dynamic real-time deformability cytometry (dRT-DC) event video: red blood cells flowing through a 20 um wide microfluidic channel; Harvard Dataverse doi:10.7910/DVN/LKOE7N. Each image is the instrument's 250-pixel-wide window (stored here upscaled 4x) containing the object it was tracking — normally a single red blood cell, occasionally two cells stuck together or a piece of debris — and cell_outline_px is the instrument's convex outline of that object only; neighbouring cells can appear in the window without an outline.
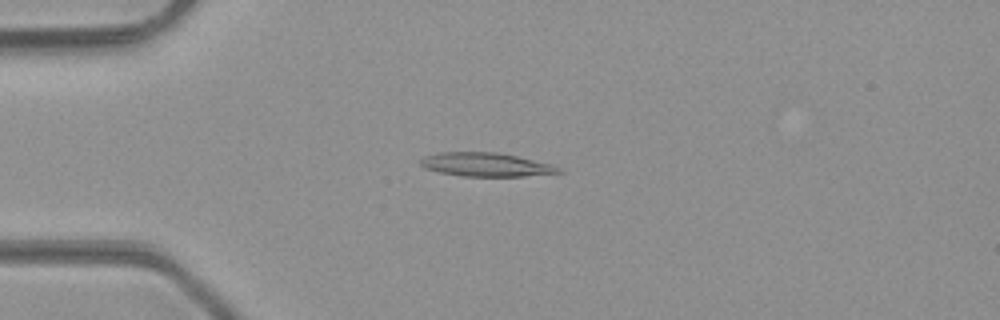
{"species": "common noctule bat (a hibernating species)", "species_latin": "Nyctalus noctula", "temperature_condition": "room temperature", "stored_images_in_passage": 38, "camera_frame_rate_fps": 3000, "um_per_image_px": 0.085, "animal": {"sex": "male", "body_mass_g": 23.1, "forearm_length_mm": 52.7}, "frame": {"image": 1, "passage_image": 2, "time_ms": 0.333, "image_size_px": [1000, 320], "cell_outline_px": [[564, 172], [524, 176], [464, 176], [440, 172], [424, 168], [420, 164], [420, 160], [424, 156], [440, 152], [496, 152], [516, 156], [552, 164], [560, 168]], "centroid_in_image_um": [41.3, 13.99], "position_along_channel_um": 43.7, "area_um2": 18.96}}
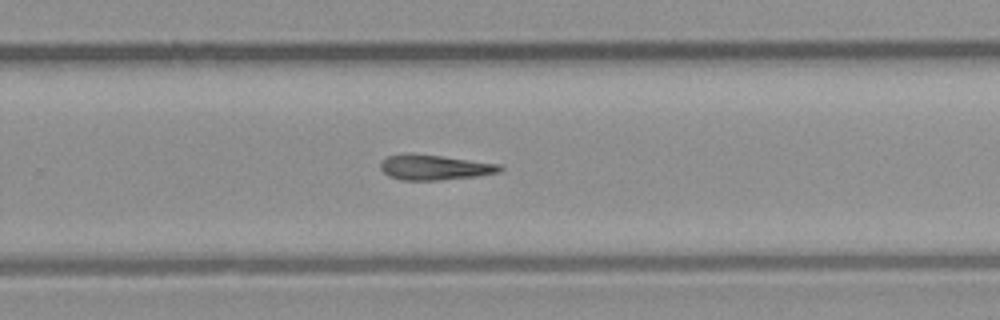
{"frame": {"image": 2, "passage_image": 21, "time_ms": 6.667, "image_size_px": [1000, 320], "cell_outline_px": [[504, 168], [500, 172], [476, 176], [436, 180], [400, 180], [388, 176], [380, 168], [380, 160], [388, 156], [404, 152], [412, 152], [500, 164]], "centroid_in_image_um": [36.88, 14.2], "position_along_channel_um": 292.9, "area_um2": 17.74}}
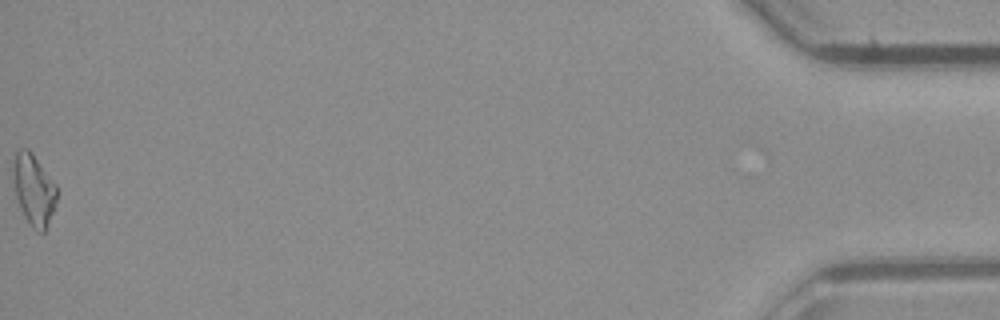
{"frame": {"image": 3, "passage_image": 38, "time_ms": 12.333, "image_size_px": [1000, 320], "cell_outline_px": [[56, 204], [44, 232], [36, 232], [32, 228], [24, 216], [20, 208], [16, 196], [12, 176], [12, 168], [16, 152], [20, 148], [28, 148], [32, 152], [56, 184]], "centroid_in_image_um": [2.85, 16.11], "position_along_channel_um": 432.3, "area_um2": 18.15}}